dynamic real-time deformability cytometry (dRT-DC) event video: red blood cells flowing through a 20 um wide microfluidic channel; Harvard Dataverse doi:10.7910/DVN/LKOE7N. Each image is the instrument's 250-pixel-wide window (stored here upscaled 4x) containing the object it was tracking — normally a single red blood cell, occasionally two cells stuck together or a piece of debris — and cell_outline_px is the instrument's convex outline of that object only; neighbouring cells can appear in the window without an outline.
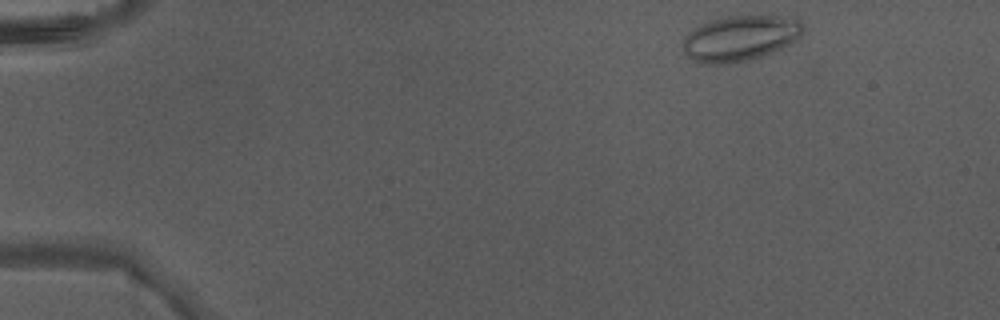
{"species": "Egyptian fruit bat (a non-hibernating species)", "species_latin": "Rousettus aegyptiacus", "temperature_condition": "warm", "stored_images_in_passage": 4, "camera_frame_rate_fps": 3000, "um_per_image_px": 0.085, "animal": {"sex": "male"}, "frame": {"image": 1, "passage_image": 1, "time_ms": 0.0, "image_size_px": [1000, 320], "cell_outline_px": [[804, 32], [792, 44], [772, 52], [760, 56], [732, 64], [704, 64], [692, 60], [684, 52], [684, 36], [688, 32], [708, 20], [728, 16], [792, 16], [800, 20], [804, 24]], "centroid_in_image_um": [62.95, 3.24], "position_along_channel_um": 22.1, "area_um2": 32.19}}